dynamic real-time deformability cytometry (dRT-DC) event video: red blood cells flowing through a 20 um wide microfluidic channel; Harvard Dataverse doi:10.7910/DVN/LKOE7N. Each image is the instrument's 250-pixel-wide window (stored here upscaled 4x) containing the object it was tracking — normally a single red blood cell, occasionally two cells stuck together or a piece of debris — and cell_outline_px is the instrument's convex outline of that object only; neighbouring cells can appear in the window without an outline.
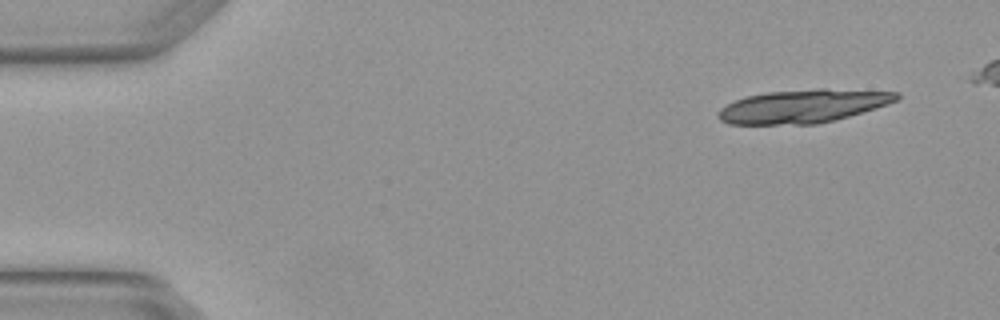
{"species": "Egyptian fruit bat (a non-hibernating species)", "species_latin": "Rousettus aegyptiacus", "temperature_condition": "warm", "stored_images_in_passage": 6, "camera_frame_rate_fps": 3000, "um_per_image_px": 0.085, "animal": {"sex": "female"}, "frame": {"image": 1, "passage_image": 1, "time_ms": 0.0, "image_size_px": [1000, 320], "cell_outline_px": [[900, 96], [896, 100], [888, 104], [876, 108], [836, 120], [816, 124], [728, 124], [720, 120], [716, 116], [716, 112], [720, 108], [736, 100], [748, 96], [768, 92], [816, 88], [824, 88], [900, 92]], "centroid_in_image_um": [68.27, 9.02], "position_along_channel_um": 16.7, "area_um2": 34.8}}